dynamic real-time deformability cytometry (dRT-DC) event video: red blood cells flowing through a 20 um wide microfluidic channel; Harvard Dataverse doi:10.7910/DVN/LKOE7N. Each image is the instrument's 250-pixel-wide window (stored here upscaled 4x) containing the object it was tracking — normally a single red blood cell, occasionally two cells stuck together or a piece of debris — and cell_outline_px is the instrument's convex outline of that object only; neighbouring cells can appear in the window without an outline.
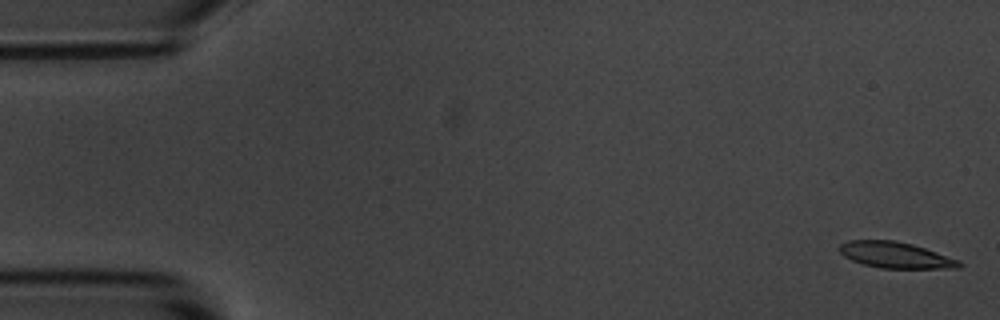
{"species": "common noctule bat (a hibernating species)", "species_latin": "Nyctalus noctula", "temperature_condition": "room temperature", "stored_images_in_passage": 5, "camera_frame_rate_fps": 3000, "um_per_image_px": 0.085, "animal": {"sex": "male", "body_mass_g": 20.1, "forearm_length_mm": 53.5}, "frame": {"image": 1, "passage_image": 1, "time_ms": 0.0, "image_size_px": [1000, 320], "cell_outline_px": [[964, 264], [960, 268], [880, 268], [864, 264], [852, 260], [844, 256], [840, 252], [840, 244], [848, 240], [896, 240], [912, 244], [960, 260]], "centroid_in_image_um": [76.14, 21.68], "position_along_channel_um": 8.9, "area_um2": 18.15}}
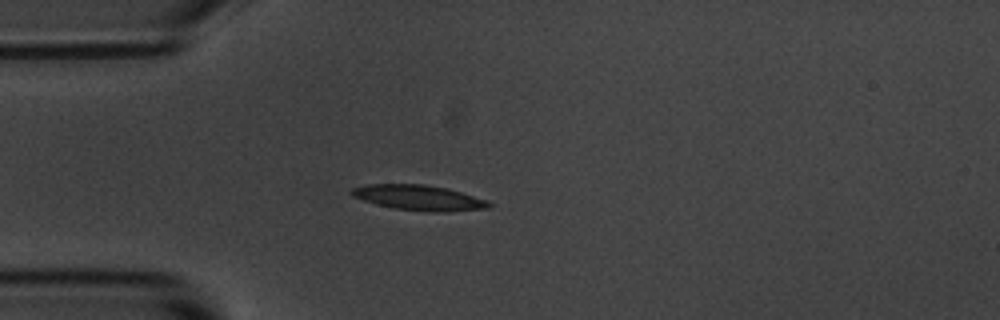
{"frame": {"image": 2, "passage_image": 5, "time_ms": 4.333, "image_size_px": [1000, 320], "cell_outline_px": [[492, 208], [444, 212], [428, 212], [396, 208], [376, 204], [352, 196], [348, 192], [352, 188], [364, 184], [424, 184], [448, 188], [488, 200], [492, 204]], "centroid_in_image_um": [35.63, 16.8], "position_along_channel_um": 49.4, "area_um2": 20.4}}